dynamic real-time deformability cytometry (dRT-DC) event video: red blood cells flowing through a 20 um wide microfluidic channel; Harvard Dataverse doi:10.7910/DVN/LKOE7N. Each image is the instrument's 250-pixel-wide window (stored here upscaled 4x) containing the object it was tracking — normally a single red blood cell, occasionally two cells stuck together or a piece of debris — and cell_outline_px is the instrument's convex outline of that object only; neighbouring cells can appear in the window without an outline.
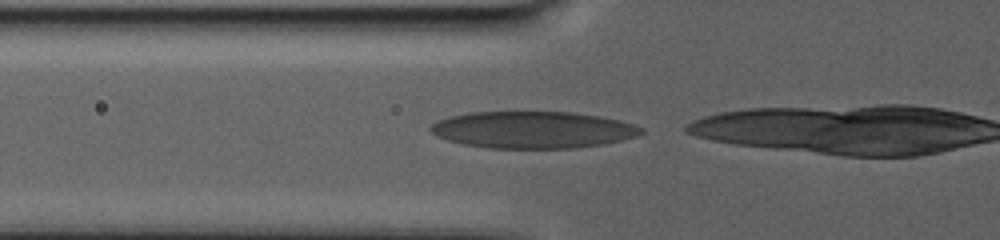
{"species": "human", "species_latin": "Homo sapiens", "temperature_condition": "warm", "stored_images_in_passage": 35, "camera_frame_rate_fps": 3000, "um_per_image_px": 0.085, "donor": {"sex": "male"}, "frame": {"image": 1, "passage_image": 28, "time_ms": 9.0, "image_size_px": [1000, 240], "cell_outline_px": [[644, 132], [636, 136], [604, 144], [576, 148], [488, 148], [464, 144], [448, 140], [436, 136], [428, 128], [432, 124], [440, 120], [452, 116], [472, 112], [572, 112], [600, 116], [620, 120], [636, 124], [644, 128]], "centroid_in_image_um": [45.33, 11.03], "position_along_channel_um": 80.5, "area_um2": 45.26}}
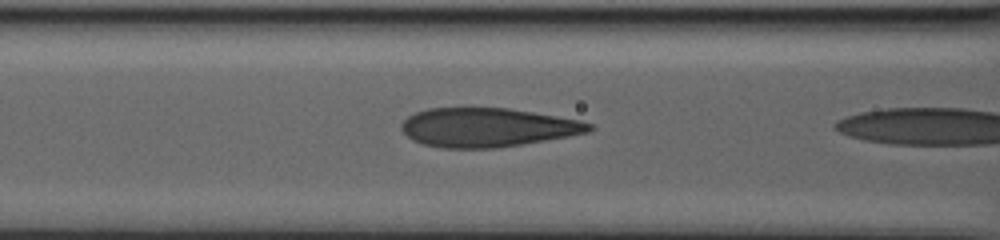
{"frame": {"image": 2, "passage_image": 34, "time_ms": 11.0, "image_size_px": [1000, 240], "cell_outline_px": [[596, 128], [588, 132], [568, 136], [496, 148], [444, 148], [424, 144], [412, 140], [400, 128], [400, 124], [408, 116], [416, 112], [428, 108], [508, 108], [580, 120], [592, 124]], "centroid_in_image_um": [41.41, 10.83], "position_along_channel_um": 125.2, "area_um2": 42.37}}